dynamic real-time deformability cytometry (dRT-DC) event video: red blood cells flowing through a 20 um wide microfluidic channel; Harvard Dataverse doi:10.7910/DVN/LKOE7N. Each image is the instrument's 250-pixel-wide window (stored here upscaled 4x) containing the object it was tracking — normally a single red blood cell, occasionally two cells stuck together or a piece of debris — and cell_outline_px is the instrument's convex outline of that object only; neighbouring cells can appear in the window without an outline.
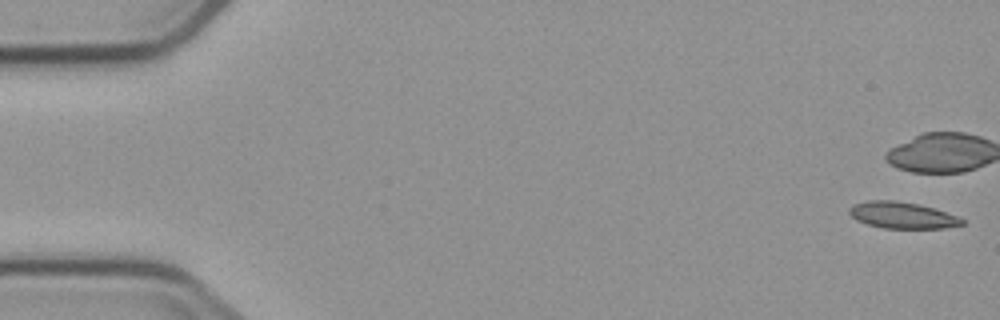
{"species": "common noctule bat (a hibernating species)", "species_latin": "Nyctalus noctula", "temperature_condition": "cold", "stored_images_in_passage": 6, "camera_frame_rate_fps": 3000, "um_per_image_px": 0.085, "animal": {"sex": "male", "body_mass_g": 23.1, "forearm_length_mm": 52.7}, "frame": {"image": 1, "passage_image": 1, "time_ms": 0.0, "image_size_px": [1000, 320], "cell_outline_px": [[964, 224], [944, 228], [884, 228], [868, 224], [856, 220], [848, 212], [848, 208], [852, 204], [868, 200], [892, 200], [916, 204], [932, 208], [956, 216], [964, 220]], "centroid_in_image_um": [76.63, 18.29], "position_along_channel_um": 8.4, "area_um2": 17.17}}